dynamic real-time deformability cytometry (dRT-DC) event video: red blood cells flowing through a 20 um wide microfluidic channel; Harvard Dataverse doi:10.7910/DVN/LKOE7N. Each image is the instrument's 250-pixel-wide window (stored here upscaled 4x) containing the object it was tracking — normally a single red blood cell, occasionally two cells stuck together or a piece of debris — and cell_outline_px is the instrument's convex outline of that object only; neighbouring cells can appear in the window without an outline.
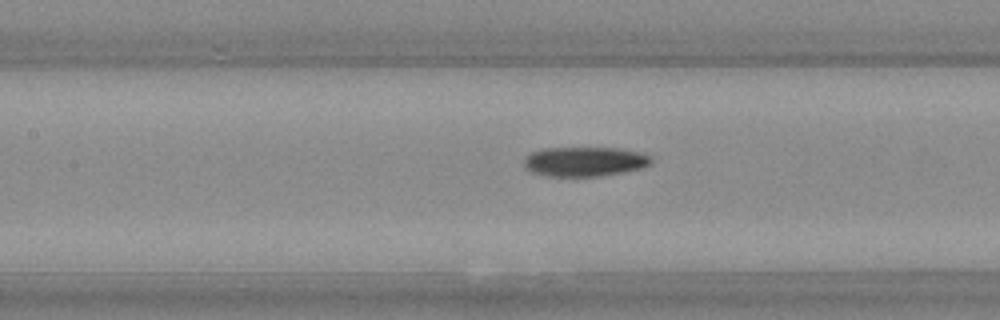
{"species": "Egyptian fruit bat (a non-hibernating species)", "species_latin": "Rousettus aegyptiacus", "temperature_condition": "warm", "stored_images_in_passage": 33, "camera_frame_rate_fps": 3000, "um_per_image_px": 0.085, "animal": {"sex": "female"}, "frame": {"image": 1, "passage_image": 10, "time_ms": 3.0, "image_size_px": [1000, 320], "cell_outline_px": [[652, 160], [648, 164], [640, 168], [624, 172], [600, 176], [548, 176], [532, 172], [524, 164], [524, 156], [532, 152], [544, 148], [616, 148], [636, 152], [648, 156]], "centroid_in_image_um": [49.64, 13.73], "position_along_channel_um": 157.8, "area_um2": 21.56}, "authors_computed_cell_mechanics": {"area_um2": 22.831, "velocity_mm_per_s": 3.7027, "shape_relaxation_time_tau1_ms": 5.1964, "shape_relaxation_time_tau2_ms": 10.0441, "deformation_change_tau1": 0.161, "deformation_change_tau2": 0.1544}}